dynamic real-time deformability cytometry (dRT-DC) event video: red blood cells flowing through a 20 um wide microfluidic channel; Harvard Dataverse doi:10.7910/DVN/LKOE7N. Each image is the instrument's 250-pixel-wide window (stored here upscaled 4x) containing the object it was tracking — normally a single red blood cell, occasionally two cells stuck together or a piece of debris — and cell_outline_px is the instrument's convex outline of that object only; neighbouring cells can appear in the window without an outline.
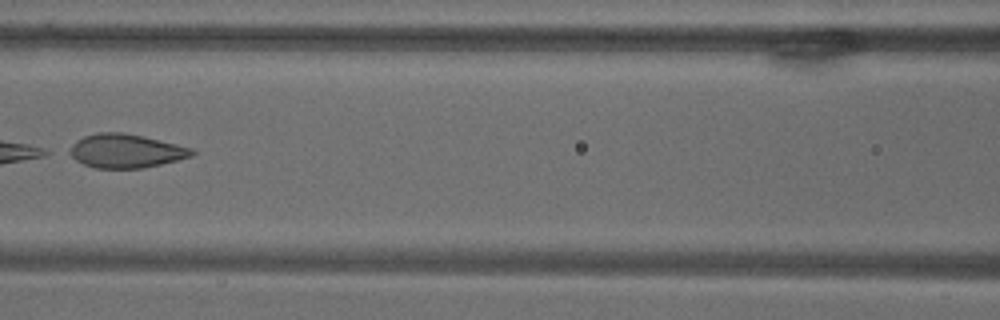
{"species": "common noctule bat (a hibernating species)", "species_latin": "Nyctalus noctula", "temperature_condition": "warm", "stored_images_in_passage": 9, "camera_frame_rate_fps": 3000, "um_per_image_px": 0.085, "animal": {"sex": "male", "body_mass_g": 18.8}, "frame": {"image": 1, "passage_image": 9, "time_ms": 9.667, "image_size_px": [1000, 320], "cell_outline_px": [[196, 152], [192, 156], [144, 168], [96, 168], [84, 164], [76, 160], [64, 152], [76, 140], [84, 136], [96, 132], [124, 132], [192, 148]], "centroid_in_image_um": [10.62, 12.83], "position_along_channel_um": 156.0, "area_um2": 24.1}}